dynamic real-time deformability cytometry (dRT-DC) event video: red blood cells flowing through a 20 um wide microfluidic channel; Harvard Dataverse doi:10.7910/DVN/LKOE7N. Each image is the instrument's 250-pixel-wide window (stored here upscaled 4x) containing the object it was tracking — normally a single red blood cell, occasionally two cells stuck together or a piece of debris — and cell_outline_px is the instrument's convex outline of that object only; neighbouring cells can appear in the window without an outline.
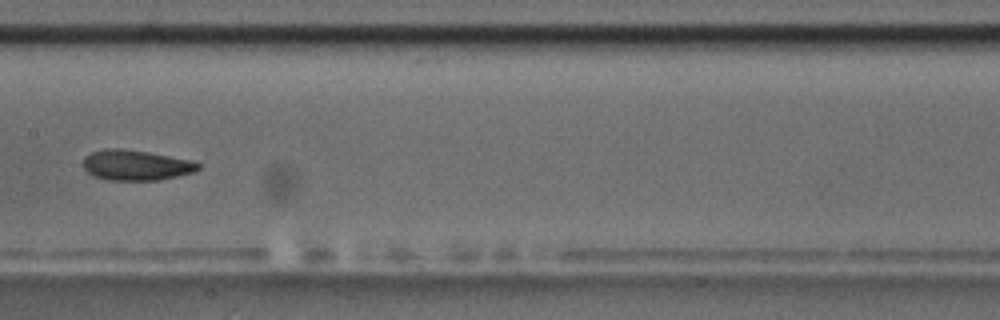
{"species": "common noctule bat (a hibernating species)", "species_latin": "Nyctalus noctula", "temperature_condition": "room temperature", "stored_images_in_passage": 11, "camera_frame_rate_fps": 3000, "um_per_image_px": 0.085, "animal": {"sex": "male", "body_mass_g": 17.5, "forearm_length_mm": 52.3}, "frame": {"image": 1, "passage_image": 8, "time_ms": 8.333, "image_size_px": [1000, 320], "cell_outline_px": [[200, 168], [196, 172], [156, 180], [108, 180], [96, 176], [88, 172], [84, 168], [84, 156], [92, 152], [104, 148], [120, 148], [148, 152], [192, 160], [200, 164]], "centroid_in_image_um": [11.57, 14.03], "position_along_channel_um": 195.8, "area_um2": 20.29}}